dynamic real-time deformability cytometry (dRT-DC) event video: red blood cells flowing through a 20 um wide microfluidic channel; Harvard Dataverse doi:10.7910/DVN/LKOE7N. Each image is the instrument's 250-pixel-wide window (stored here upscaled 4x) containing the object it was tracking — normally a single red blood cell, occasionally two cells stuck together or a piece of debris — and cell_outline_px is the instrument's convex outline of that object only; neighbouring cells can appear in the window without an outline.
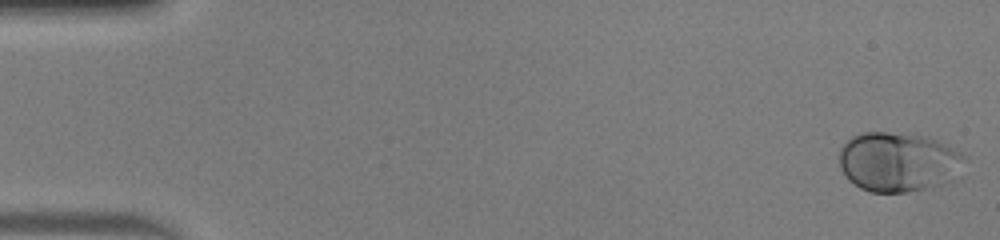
{"species": "human", "species_latin": "Homo sapiens", "temperature_condition": "warm", "stored_images_in_passage": 48, "camera_frame_rate_fps": 3000, "um_per_image_px": 0.085, "donor": {"sex": "male"}, "frame": {"image": 1, "passage_image": 1, "time_ms": 0.0, "image_size_px": [1000, 240], "cell_outline_px": [[968, 156], [952, 180], [944, 184], [904, 192], [872, 192], [860, 188], [848, 180], [840, 168], [840, 148], [852, 136], [860, 132], [888, 132], [924, 136], [936, 140]], "centroid_in_image_um": [76.33, 13.76], "position_along_channel_um": 8.7, "area_um2": 43.35}}
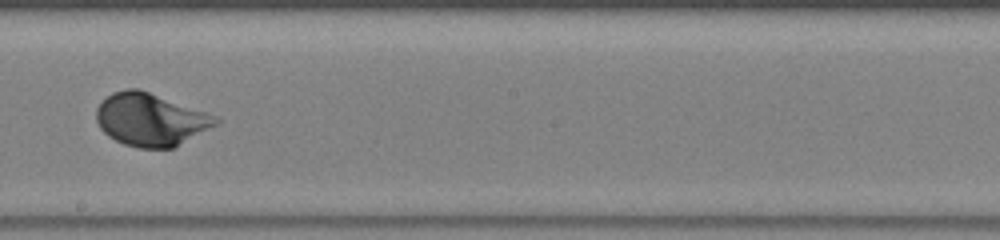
{"frame": {"image": 2, "passage_image": 28, "time_ms": 9.0, "image_size_px": [1000, 240], "cell_outline_px": [[224, 120], [172, 148], [140, 148], [124, 144], [108, 136], [100, 128], [96, 120], [96, 108], [112, 92], [124, 88], [136, 88], [220, 116]], "centroid_in_image_um": [12.81, 10.16], "position_along_channel_um": 235.4, "area_um2": 36.53}}
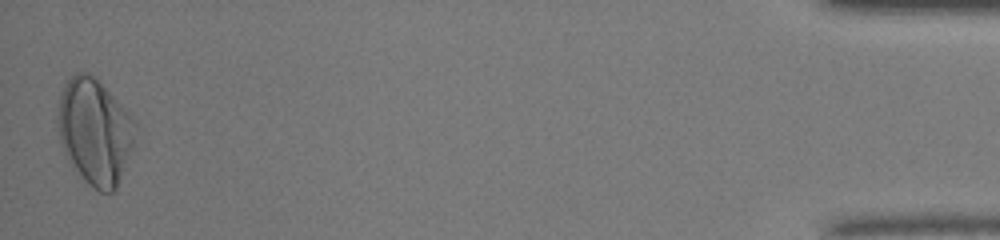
{"frame": {"image": 3, "passage_image": 48, "time_ms": 15.667, "image_size_px": [1000, 240], "cell_outline_px": [[136, 124], [132, 148], [116, 188], [112, 192], [100, 192], [92, 188], [84, 180], [68, 160], [64, 152], [60, 140], [56, 120], [56, 116], [60, 96], [64, 84], [76, 72], [88, 72], [96, 76], [128, 112]], "centroid_in_image_um": [8.03, 11.15], "position_along_channel_um": 427.2, "area_um2": 47.74}, "authors_computed_cell_mechanics": {"area_um2": 37.1943, "velocity_mm_per_s": 4.2267, "shape_relaxation_time_tau1_ms": 1.9679, "shape_relaxation_time_tau2_ms": null, "deformation_change_tau1": 0.1562, "deformation_change_tau2": null}}